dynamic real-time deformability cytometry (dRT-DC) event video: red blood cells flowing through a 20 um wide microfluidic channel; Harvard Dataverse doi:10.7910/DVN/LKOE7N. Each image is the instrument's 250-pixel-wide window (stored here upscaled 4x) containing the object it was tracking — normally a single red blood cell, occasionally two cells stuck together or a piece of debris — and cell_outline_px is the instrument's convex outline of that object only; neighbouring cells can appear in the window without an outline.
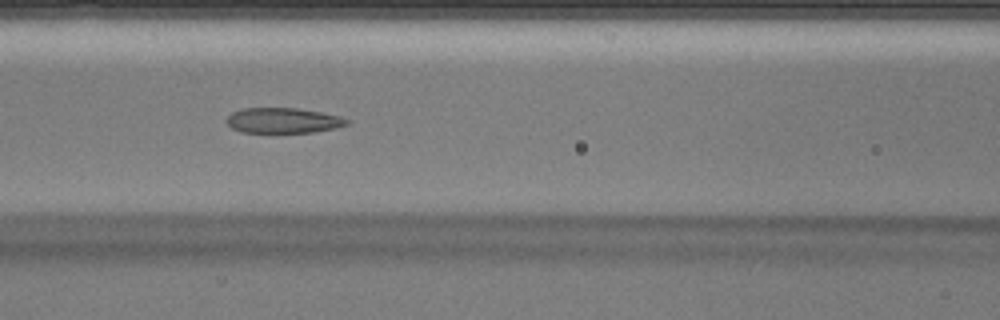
{"species": "Egyptian fruit bat (a non-hibernating species)", "species_latin": "Rousettus aegyptiacus", "temperature_condition": "warm", "stored_images_in_passage": 44, "camera_frame_rate_fps": 3000, "um_per_image_px": 0.085, "animal": {"sex": "male"}, "frame": {"image": 1, "passage_image": 18, "time_ms": 5.667, "image_size_px": [1000, 320], "cell_outline_px": [[352, 120], [348, 124], [336, 128], [312, 132], [240, 132], [232, 128], [224, 120], [232, 112], [240, 108], [296, 108], [320, 112], [340, 116]], "centroid_in_image_um": [24.06, 10.23], "position_along_channel_um": 142.5, "area_um2": 17.8}}
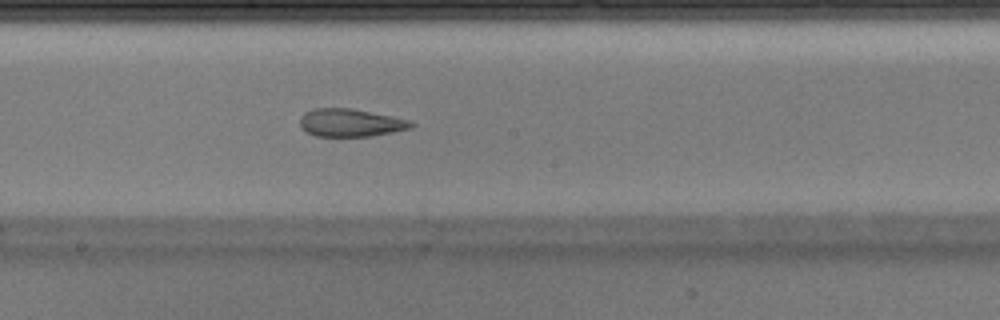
{"frame": {"image": 2, "passage_image": 23, "time_ms": 7.333, "image_size_px": [1000, 320], "cell_outline_px": [[416, 124], [412, 128], [372, 136], [316, 136], [308, 132], [300, 124], [300, 116], [304, 112], [312, 108], [352, 108], [412, 120]], "centroid_in_image_um": [29.83, 10.42], "position_along_channel_um": 218.4, "area_um2": 18.15}}
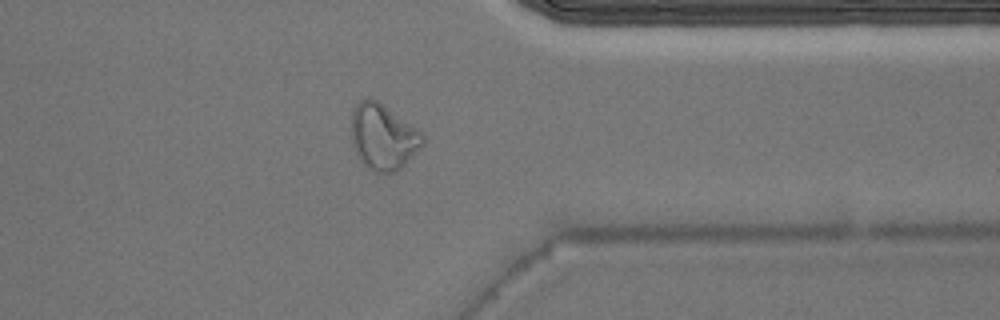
{"frame": {"image": 3, "passage_image": 34, "time_ms": 11.0, "image_size_px": [1000, 320], "cell_outline_px": [[424, 144], [396, 172], [376, 172], [364, 164], [352, 140], [352, 112], [360, 100], [368, 96], [376, 100], [416, 128], [424, 136]], "centroid_in_image_um": [32.58, 11.61], "position_along_channel_um": 378.8, "area_um2": 26.53}}